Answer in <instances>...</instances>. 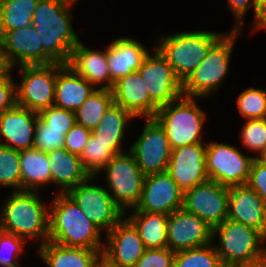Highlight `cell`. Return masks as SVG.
Returning a JSON list of instances; mask_svg holds the SVG:
<instances>
[{"instance_id":"f546056e","label":"cell","mask_w":266,"mask_h":267,"mask_svg":"<svg viewBox=\"0 0 266 267\" xmlns=\"http://www.w3.org/2000/svg\"><path fill=\"white\" fill-rule=\"evenodd\" d=\"M133 210V211H132ZM126 218L137 229L146 249L167 248V219L164 213L139 212L134 208Z\"/></svg>"},{"instance_id":"ffe728a7","label":"cell","mask_w":266,"mask_h":267,"mask_svg":"<svg viewBox=\"0 0 266 267\" xmlns=\"http://www.w3.org/2000/svg\"><path fill=\"white\" fill-rule=\"evenodd\" d=\"M37 121L38 113L17 104L4 111L0 114V145L18 151L33 148Z\"/></svg>"},{"instance_id":"6da1fadb","label":"cell","mask_w":266,"mask_h":267,"mask_svg":"<svg viewBox=\"0 0 266 267\" xmlns=\"http://www.w3.org/2000/svg\"><path fill=\"white\" fill-rule=\"evenodd\" d=\"M74 0H39L32 26L38 32L43 51L55 62L68 64L80 38L72 26Z\"/></svg>"},{"instance_id":"f6af8a7d","label":"cell","mask_w":266,"mask_h":267,"mask_svg":"<svg viewBox=\"0 0 266 267\" xmlns=\"http://www.w3.org/2000/svg\"><path fill=\"white\" fill-rule=\"evenodd\" d=\"M247 185L266 203V164L254 159Z\"/></svg>"},{"instance_id":"44dd1931","label":"cell","mask_w":266,"mask_h":267,"mask_svg":"<svg viewBox=\"0 0 266 267\" xmlns=\"http://www.w3.org/2000/svg\"><path fill=\"white\" fill-rule=\"evenodd\" d=\"M227 219L255 228L266 237V203L247 184L229 187Z\"/></svg>"},{"instance_id":"3957f363","label":"cell","mask_w":266,"mask_h":267,"mask_svg":"<svg viewBox=\"0 0 266 267\" xmlns=\"http://www.w3.org/2000/svg\"><path fill=\"white\" fill-rule=\"evenodd\" d=\"M40 191H12L0 206V229L26 241L37 239L39 245L48 241L49 205L39 196Z\"/></svg>"},{"instance_id":"d6986e66","label":"cell","mask_w":266,"mask_h":267,"mask_svg":"<svg viewBox=\"0 0 266 267\" xmlns=\"http://www.w3.org/2000/svg\"><path fill=\"white\" fill-rule=\"evenodd\" d=\"M167 172L183 192L207 181L206 143L172 149Z\"/></svg>"},{"instance_id":"603a6c76","label":"cell","mask_w":266,"mask_h":267,"mask_svg":"<svg viewBox=\"0 0 266 267\" xmlns=\"http://www.w3.org/2000/svg\"><path fill=\"white\" fill-rule=\"evenodd\" d=\"M68 65L96 89H113L114 83L109 72L107 47L100 51L90 49L83 45L81 40L75 45Z\"/></svg>"},{"instance_id":"2e32d148","label":"cell","mask_w":266,"mask_h":267,"mask_svg":"<svg viewBox=\"0 0 266 267\" xmlns=\"http://www.w3.org/2000/svg\"><path fill=\"white\" fill-rule=\"evenodd\" d=\"M0 55L4 66L13 70L20 65L55 63L43 51L38 32L32 25L8 31L6 40L0 46Z\"/></svg>"},{"instance_id":"4fadbf2b","label":"cell","mask_w":266,"mask_h":267,"mask_svg":"<svg viewBox=\"0 0 266 267\" xmlns=\"http://www.w3.org/2000/svg\"><path fill=\"white\" fill-rule=\"evenodd\" d=\"M229 187L207 180L184 192L183 208L212 229L228 218Z\"/></svg>"},{"instance_id":"5b68a950","label":"cell","mask_w":266,"mask_h":267,"mask_svg":"<svg viewBox=\"0 0 266 267\" xmlns=\"http://www.w3.org/2000/svg\"><path fill=\"white\" fill-rule=\"evenodd\" d=\"M226 32L196 30L159 37L155 48L183 82L206 57L209 49Z\"/></svg>"},{"instance_id":"d6a6232c","label":"cell","mask_w":266,"mask_h":267,"mask_svg":"<svg viewBox=\"0 0 266 267\" xmlns=\"http://www.w3.org/2000/svg\"><path fill=\"white\" fill-rule=\"evenodd\" d=\"M173 267H224L213 242L175 252Z\"/></svg>"},{"instance_id":"e575fe53","label":"cell","mask_w":266,"mask_h":267,"mask_svg":"<svg viewBox=\"0 0 266 267\" xmlns=\"http://www.w3.org/2000/svg\"><path fill=\"white\" fill-rule=\"evenodd\" d=\"M0 184L21 191V170L19 151L0 145Z\"/></svg>"},{"instance_id":"836d02e7","label":"cell","mask_w":266,"mask_h":267,"mask_svg":"<svg viewBox=\"0 0 266 267\" xmlns=\"http://www.w3.org/2000/svg\"><path fill=\"white\" fill-rule=\"evenodd\" d=\"M116 154L107 145L98 141L92 134L79 156L82 166L91 176L100 175V171Z\"/></svg>"},{"instance_id":"f35d334b","label":"cell","mask_w":266,"mask_h":267,"mask_svg":"<svg viewBox=\"0 0 266 267\" xmlns=\"http://www.w3.org/2000/svg\"><path fill=\"white\" fill-rule=\"evenodd\" d=\"M64 142V130L48 129V126L38 116L34 134V148L48 153L63 148Z\"/></svg>"},{"instance_id":"8fae6325","label":"cell","mask_w":266,"mask_h":267,"mask_svg":"<svg viewBox=\"0 0 266 267\" xmlns=\"http://www.w3.org/2000/svg\"><path fill=\"white\" fill-rule=\"evenodd\" d=\"M97 176H89L67 194L80 207L86 217L105 235L124 217L105 186L91 184Z\"/></svg>"},{"instance_id":"8992f818","label":"cell","mask_w":266,"mask_h":267,"mask_svg":"<svg viewBox=\"0 0 266 267\" xmlns=\"http://www.w3.org/2000/svg\"><path fill=\"white\" fill-rule=\"evenodd\" d=\"M243 31L231 29L209 49L199 66L182 82L183 96L207 98L219 90L228 74L236 40Z\"/></svg>"},{"instance_id":"4316f807","label":"cell","mask_w":266,"mask_h":267,"mask_svg":"<svg viewBox=\"0 0 266 267\" xmlns=\"http://www.w3.org/2000/svg\"><path fill=\"white\" fill-rule=\"evenodd\" d=\"M47 154L50 162L51 183L59 188L58 193H67L90 176L82 166L80 157L70 153L64 147Z\"/></svg>"},{"instance_id":"ac0fdd59","label":"cell","mask_w":266,"mask_h":267,"mask_svg":"<svg viewBox=\"0 0 266 267\" xmlns=\"http://www.w3.org/2000/svg\"><path fill=\"white\" fill-rule=\"evenodd\" d=\"M212 242V228L183 207L168 215L167 248L173 252L205 246Z\"/></svg>"},{"instance_id":"60d3db41","label":"cell","mask_w":266,"mask_h":267,"mask_svg":"<svg viewBox=\"0 0 266 267\" xmlns=\"http://www.w3.org/2000/svg\"><path fill=\"white\" fill-rule=\"evenodd\" d=\"M174 256L169 248L146 249L134 267H173Z\"/></svg>"},{"instance_id":"ba28073f","label":"cell","mask_w":266,"mask_h":267,"mask_svg":"<svg viewBox=\"0 0 266 267\" xmlns=\"http://www.w3.org/2000/svg\"><path fill=\"white\" fill-rule=\"evenodd\" d=\"M102 171L108 192L126 216V210L135 208L139 203L145 175L129 149L125 153L115 155L100 172Z\"/></svg>"},{"instance_id":"cb8c5ba5","label":"cell","mask_w":266,"mask_h":267,"mask_svg":"<svg viewBox=\"0 0 266 267\" xmlns=\"http://www.w3.org/2000/svg\"><path fill=\"white\" fill-rule=\"evenodd\" d=\"M149 51L150 49L132 37L122 36L113 39L107 45V60L113 83L137 71Z\"/></svg>"},{"instance_id":"d4e9b609","label":"cell","mask_w":266,"mask_h":267,"mask_svg":"<svg viewBox=\"0 0 266 267\" xmlns=\"http://www.w3.org/2000/svg\"><path fill=\"white\" fill-rule=\"evenodd\" d=\"M95 89L68 64L57 63L54 106L75 112Z\"/></svg>"},{"instance_id":"d590c367","label":"cell","mask_w":266,"mask_h":267,"mask_svg":"<svg viewBox=\"0 0 266 267\" xmlns=\"http://www.w3.org/2000/svg\"><path fill=\"white\" fill-rule=\"evenodd\" d=\"M237 108L246 119L266 118V90L249 86L238 95Z\"/></svg>"},{"instance_id":"1f68e13d","label":"cell","mask_w":266,"mask_h":267,"mask_svg":"<svg viewBox=\"0 0 266 267\" xmlns=\"http://www.w3.org/2000/svg\"><path fill=\"white\" fill-rule=\"evenodd\" d=\"M39 0H2L0 12L8 31L32 25Z\"/></svg>"},{"instance_id":"b9f144b4","label":"cell","mask_w":266,"mask_h":267,"mask_svg":"<svg viewBox=\"0 0 266 267\" xmlns=\"http://www.w3.org/2000/svg\"><path fill=\"white\" fill-rule=\"evenodd\" d=\"M13 69L6 68L0 74V114L13 108L16 103V81L11 75Z\"/></svg>"},{"instance_id":"52a82bcc","label":"cell","mask_w":266,"mask_h":267,"mask_svg":"<svg viewBox=\"0 0 266 267\" xmlns=\"http://www.w3.org/2000/svg\"><path fill=\"white\" fill-rule=\"evenodd\" d=\"M154 118L163 127L171 149L204 142L201 137L207 115L196 97L182 95L159 107Z\"/></svg>"},{"instance_id":"e0dca14e","label":"cell","mask_w":266,"mask_h":267,"mask_svg":"<svg viewBox=\"0 0 266 267\" xmlns=\"http://www.w3.org/2000/svg\"><path fill=\"white\" fill-rule=\"evenodd\" d=\"M184 192L167 171L145 176L141 198L135 210L171 214L183 207Z\"/></svg>"},{"instance_id":"83f0119b","label":"cell","mask_w":266,"mask_h":267,"mask_svg":"<svg viewBox=\"0 0 266 267\" xmlns=\"http://www.w3.org/2000/svg\"><path fill=\"white\" fill-rule=\"evenodd\" d=\"M136 119L123 107L113 103L105 112L100 123L91 130V134L107 145L116 155L125 153L123 143L126 129Z\"/></svg>"},{"instance_id":"7402d4cb","label":"cell","mask_w":266,"mask_h":267,"mask_svg":"<svg viewBox=\"0 0 266 267\" xmlns=\"http://www.w3.org/2000/svg\"><path fill=\"white\" fill-rule=\"evenodd\" d=\"M112 91L114 103L123 107L135 118H152L159 108L150 99L147 87L138 71L117 80Z\"/></svg>"},{"instance_id":"7a4b0ae2","label":"cell","mask_w":266,"mask_h":267,"mask_svg":"<svg viewBox=\"0 0 266 267\" xmlns=\"http://www.w3.org/2000/svg\"><path fill=\"white\" fill-rule=\"evenodd\" d=\"M50 203L49 241L66 247L103 251V232L83 214L67 193L57 192Z\"/></svg>"},{"instance_id":"c3c4849f","label":"cell","mask_w":266,"mask_h":267,"mask_svg":"<svg viewBox=\"0 0 266 267\" xmlns=\"http://www.w3.org/2000/svg\"><path fill=\"white\" fill-rule=\"evenodd\" d=\"M258 159L262 161L264 164H266V148L263 154Z\"/></svg>"},{"instance_id":"4dcf8cb0","label":"cell","mask_w":266,"mask_h":267,"mask_svg":"<svg viewBox=\"0 0 266 267\" xmlns=\"http://www.w3.org/2000/svg\"><path fill=\"white\" fill-rule=\"evenodd\" d=\"M113 103L114 97L112 90L95 89L74 112L76 123L93 130L100 123L105 112Z\"/></svg>"},{"instance_id":"30bf717a","label":"cell","mask_w":266,"mask_h":267,"mask_svg":"<svg viewBox=\"0 0 266 267\" xmlns=\"http://www.w3.org/2000/svg\"><path fill=\"white\" fill-rule=\"evenodd\" d=\"M234 145L223 142L206 143V171L209 180L227 187L245 185L254 161Z\"/></svg>"},{"instance_id":"681fc988","label":"cell","mask_w":266,"mask_h":267,"mask_svg":"<svg viewBox=\"0 0 266 267\" xmlns=\"http://www.w3.org/2000/svg\"><path fill=\"white\" fill-rule=\"evenodd\" d=\"M6 69V67L4 66L3 62H2V58L0 55V74Z\"/></svg>"},{"instance_id":"bcb514c9","label":"cell","mask_w":266,"mask_h":267,"mask_svg":"<svg viewBox=\"0 0 266 267\" xmlns=\"http://www.w3.org/2000/svg\"><path fill=\"white\" fill-rule=\"evenodd\" d=\"M252 23L254 33L258 30H266V0H259L258 11Z\"/></svg>"},{"instance_id":"f907efd6","label":"cell","mask_w":266,"mask_h":267,"mask_svg":"<svg viewBox=\"0 0 266 267\" xmlns=\"http://www.w3.org/2000/svg\"><path fill=\"white\" fill-rule=\"evenodd\" d=\"M97 267H111V266H109L106 262H104L103 260H101L98 263V266Z\"/></svg>"},{"instance_id":"7dc6e473","label":"cell","mask_w":266,"mask_h":267,"mask_svg":"<svg viewBox=\"0 0 266 267\" xmlns=\"http://www.w3.org/2000/svg\"><path fill=\"white\" fill-rule=\"evenodd\" d=\"M7 34H8V29L2 18V13L0 12V46L6 40Z\"/></svg>"},{"instance_id":"7c38bea8","label":"cell","mask_w":266,"mask_h":267,"mask_svg":"<svg viewBox=\"0 0 266 267\" xmlns=\"http://www.w3.org/2000/svg\"><path fill=\"white\" fill-rule=\"evenodd\" d=\"M145 126L128 148L145 176L167 171L171 146L163 127L152 118H144Z\"/></svg>"},{"instance_id":"9a60e30c","label":"cell","mask_w":266,"mask_h":267,"mask_svg":"<svg viewBox=\"0 0 266 267\" xmlns=\"http://www.w3.org/2000/svg\"><path fill=\"white\" fill-rule=\"evenodd\" d=\"M104 241L102 260L111 267H134L146 250L137 229L125 216Z\"/></svg>"},{"instance_id":"484cf974","label":"cell","mask_w":266,"mask_h":267,"mask_svg":"<svg viewBox=\"0 0 266 267\" xmlns=\"http://www.w3.org/2000/svg\"><path fill=\"white\" fill-rule=\"evenodd\" d=\"M103 251L66 247L47 241L37 247V256L48 267H97Z\"/></svg>"},{"instance_id":"7bdbcfd3","label":"cell","mask_w":266,"mask_h":267,"mask_svg":"<svg viewBox=\"0 0 266 267\" xmlns=\"http://www.w3.org/2000/svg\"><path fill=\"white\" fill-rule=\"evenodd\" d=\"M90 136V129H87L82 125L76 123L65 135V142L63 147L70 153L80 156Z\"/></svg>"},{"instance_id":"f1b7e54d","label":"cell","mask_w":266,"mask_h":267,"mask_svg":"<svg viewBox=\"0 0 266 267\" xmlns=\"http://www.w3.org/2000/svg\"><path fill=\"white\" fill-rule=\"evenodd\" d=\"M19 159L21 190L39 192L45 184H51L50 162L46 152L34 147L20 150Z\"/></svg>"},{"instance_id":"277c9868","label":"cell","mask_w":266,"mask_h":267,"mask_svg":"<svg viewBox=\"0 0 266 267\" xmlns=\"http://www.w3.org/2000/svg\"><path fill=\"white\" fill-rule=\"evenodd\" d=\"M212 242L224 267L266 266V237L255 228L226 219L212 229Z\"/></svg>"},{"instance_id":"ee69618b","label":"cell","mask_w":266,"mask_h":267,"mask_svg":"<svg viewBox=\"0 0 266 267\" xmlns=\"http://www.w3.org/2000/svg\"><path fill=\"white\" fill-rule=\"evenodd\" d=\"M228 9L232 12L235 18V24L232 29L243 30L245 15L253 8L254 18L258 11L259 0H226Z\"/></svg>"},{"instance_id":"8d00e7d4","label":"cell","mask_w":266,"mask_h":267,"mask_svg":"<svg viewBox=\"0 0 266 267\" xmlns=\"http://www.w3.org/2000/svg\"><path fill=\"white\" fill-rule=\"evenodd\" d=\"M245 121L240 132L242 145L254 152V158L258 159L266 148V118Z\"/></svg>"},{"instance_id":"ab89813d","label":"cell","mask_w":266,"mask_h":267,"mask_svg":"<svg viewBox=\"0 0 266 267\" xmlns=\"http://www.w3.org/2000/svg\"><path fill=\"white\" fill-rule=\"evenodd\" d=\"M48 129L64 130L66 135L76 124L75 113L56 106H50L38 113Z\"/></svg>"},{"instance_id":"74e56055","label":"cell","mask_w":266,"mask_h":267,"mask_svg":"<svg viewBox=\"0 0 266 267\" xmlns=\"http://www.w3.org/2000/svg\"><path fill=\"white\" fill-rule=\"evenodd\" d=\"M27 241L0 229V267H21L18 263Z\"/></svg>"},{"instance_id":"9c48e42d","label":"cell","mask_w":266,"mask_h":267,"mask_svg":"<svg viewBox=\"0 0 266 267\" xmlns=\"http://www.w3.org/2000/svg\"><path fill=\"white\" fill-rule=\"evenodd\" d=\"M21 77L16 82V103L39 113L54 105L57 63L20 65Z\"/></svg>"},{"instance_id":"5bb4252c","label":"cell","mask_w":266,"mask_h":267,"mask_svg":"<svg viewBox=\"0 0 266 267\" xmlns=\"http://www.w3.org/2000/svg\"><path fill=\"white\" fill-rule=\"evenodd\" d=\"M152 49L137 71L147 87L150 99L161 107L182 96V82L160 52L155 47Z\"/></svg>"}]
</instances>
